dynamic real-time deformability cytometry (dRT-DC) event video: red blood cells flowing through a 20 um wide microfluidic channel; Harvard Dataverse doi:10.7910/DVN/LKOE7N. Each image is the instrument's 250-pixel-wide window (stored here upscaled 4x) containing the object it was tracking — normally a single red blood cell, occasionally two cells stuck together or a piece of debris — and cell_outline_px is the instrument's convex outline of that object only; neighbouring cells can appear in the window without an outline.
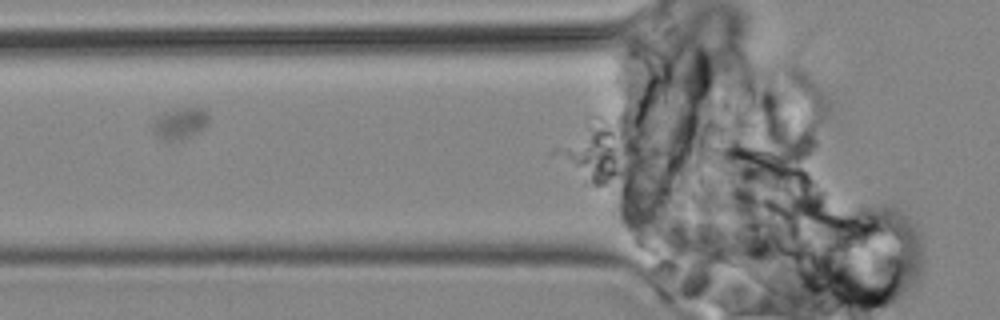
{"species": "common noctule bat (a hibernating species)", "species_latin": "Nyctalus noctula", "temperature_condition": "cold", "stored_images_in_passage": 13, "camera_frame_rate_fps": 3000, "um_per_image_px": 0.085, "animal": {"sex": "male", "body_mass_g": 19.2, "forearm_length_mm": 51.8}, "frame": {"image": 1, "passage_image": 10, "time_ms": 11.333, "image_size_px": [1000, 320], "cell_outline_px": [[208, 124], [200, 132], [184, 140], [164, 140], [156, 136], [152, 128], [152, 124], [164, 112], [184, 108], [204, 108], [208, 112]], "centroid_in_image_um": [15.35, 10.51], "position_along_channel_um": 110.4, "area_um2": 10.23}}
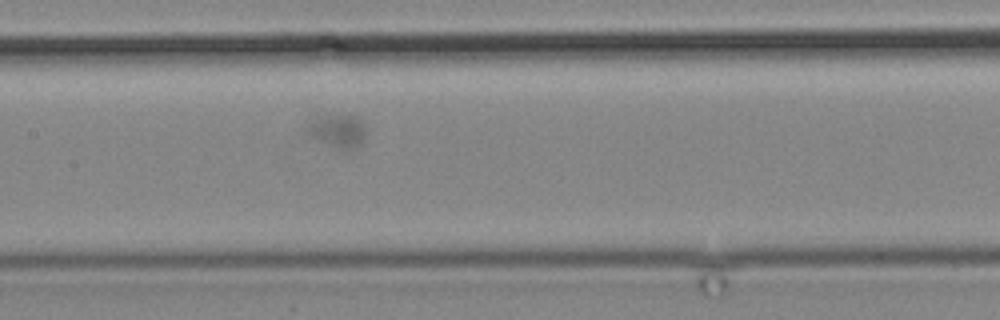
{"frame": {"image": 2, "passage_image": 13, "time_ms": 14.667, "image_size_px": [1000, 320], "cell_outline_px": [[364, 136], [360, 144], [356, 148], [344, 156], [312, 132], [308, 128], [308, 120], [324, 116], [356, 116], [364, 124]], "centroid_in_image_um": [28.8, 11.21], "position_along_channel_um": 178.6, "area_um2": 11.1}}